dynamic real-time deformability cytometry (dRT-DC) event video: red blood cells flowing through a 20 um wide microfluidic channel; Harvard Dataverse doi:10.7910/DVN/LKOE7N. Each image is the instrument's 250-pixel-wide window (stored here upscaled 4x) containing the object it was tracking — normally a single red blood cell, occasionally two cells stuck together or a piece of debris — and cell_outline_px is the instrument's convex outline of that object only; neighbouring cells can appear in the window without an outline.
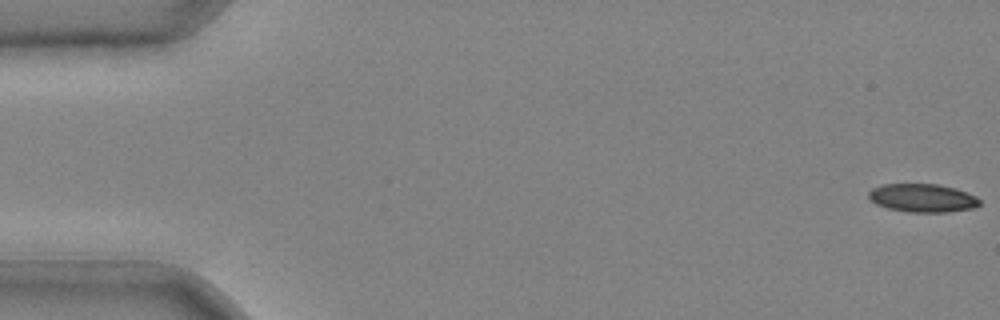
{"species": "common noctule bat (a hibernating species)", "species_latin": "Nyctalus noctula", "temperature_condition": "cold", "stored_images_in_passage": 43, "camera_frame_rate_fps": 3000, "um_per_image_px": 0.085, "animal": {"sex": "male", "body_mass_g": 20.4}, "frame": {"image": 1, "passage_image": 1, "time_ms": 0.0, "image_size_px": [1000, 320], "cell_outline_px": [[980, 204], [976, 208], [948, 212], [908, 212], [888, 208], [876, 204], [868, 196], [868, 192], [872, 188], [884, 184], [936, 184], [956, 188], [976, 196], [980, 200]], "centroid_in_image_um": [78.44, 16.83], "position_along_channel_um": 6.6, "area_um2": 18.38}}
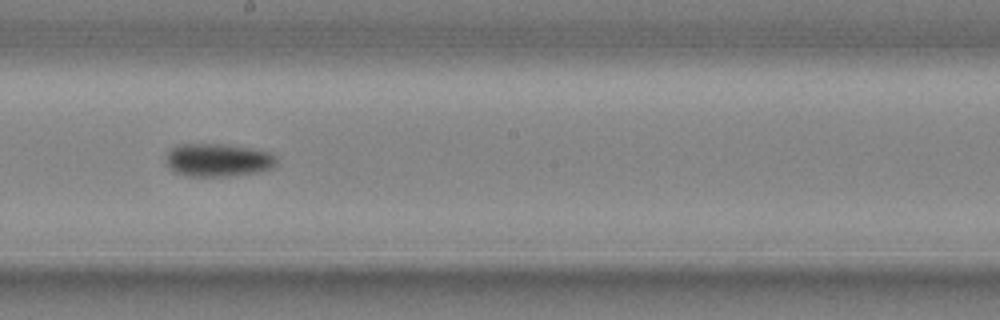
{"frame": {"image": 2, "passage_image": 25, "time_ms": 8.0, "image_size_px": [1000, 320], "cell_outline_px": [[276, 168], [260, 172], [228, 176], [188, 176], [172, 172], [168, 164], [168, 152], [172, 148], [180, 144], [224, 144], [272, 152], [276, 156]], "centroid_in_image_um": [18.59, 13.62], "position_along_channel_um": 229.6, "area_um2": 21.39}}
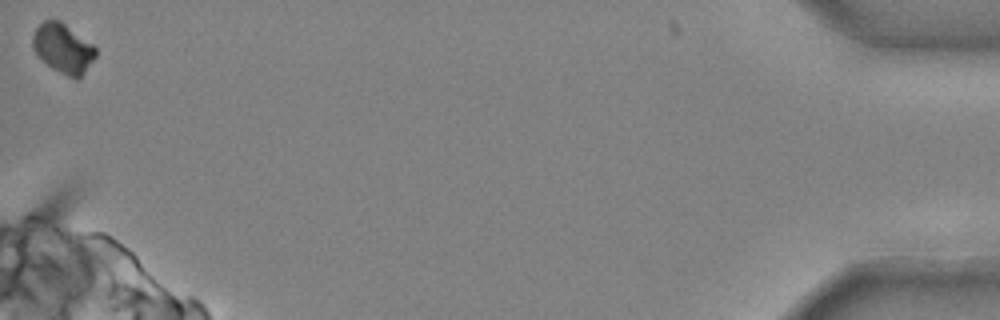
{"frame": {"image": 3, "passage_image": 43, "time_ms": 14.0, "image_size_px": [1000, 320], "cell_outline_px": [[96, 56], [84, 72], [76, 80], [52, 68], [36, 56], [32, 48], [32, 36], [36, 28], [44, 20], [60, 20], [92, 44], [96, 48]], "centroid_in_image_um": [5.33, 4.11], "position_along_channel_um": 429.9, "area_um2": 18.09}}